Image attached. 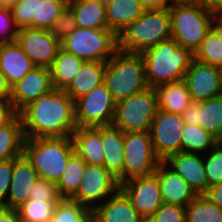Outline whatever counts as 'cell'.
<instances>
[{
    "mask_svg": "<svg viewBox=\"0 0 222 222\" xmlns=\"http://www.w3.org/2000/svg\"><path fill=\"white\" fill-rule=\"evenodd\" d=\"M18 115L25 138L71 137L77 129L75 101L56 88L29 103Z\"/></svg>",
    "mask_w": 222,
    "mask_h": 222,
    "instance_id": "cell-1",
    "label": "cell"
},
{
    "mask_svg": "<svg viewBox=\"0 0 222 222\" xmlns=\"http://www.w3.org/2000/svg\"><path fill=\"white\" fill-rule=\"evenodd\" d=\"M141 55L144 59L146 80L150 88L184 80L185 74L194 60V53L179 46L172 37L145 50Z\"/></svg>",
    "mask_w": 222,
    "mask_h": 222,
    "instance_id": "cell-2",
    "label": "cell"
},
{
    "mask_svg": "<svg viewBox=\"0 0 222 222\" xmlns=\"http://www.w3.org/2000/svg\"><path fill=\"white\" fill-rule=\"evenodd\" d=\"M171 37L179 46L191 50L198 49L202 40L211 30L216 17V8L203 2H174L169 7Z\"/></svg>",
    "mask_w": 222,
    "mask_h": 222,
    "instance_id": "cell-3",
    "label": "cell"
},
{
    "mask_svg": "<svg viewBox=\"0 0 222 222\" xmlns=\"http://www.w3.org/2000/svg\"><path fill=\"white\" fill-rule=\"evenodd\" d=\"M75 152L71 137L25 138L23 154L39 178L57 183Z\"/></svg>",
    "mask_w": 222,
    "mask_h": 222,
    "instance_id": "cell-4",
    "label": "cell"
},
{
    "mask_svg": "<svg viewBox=\"0 0 222 222\" xmlns=\"http://www.w3.org/2000/svg\"><path fill=\"white\" fill-rule=\"evenodd\" d=\"M171 38L169 8L146 10L118 35V50L141 54Z\"/></svg>",
    "mask_w": 222,
    "mask_h": 222,
    "instance_id": "cell-5",
    "label": "cell"
},
{
    "mask_svg": "<svg viewBox=\"0 0 222 222\" xmlns=\"http://www.w3.org/2000/svg\"><path fill=\"white\" fill-rule=\"evenodd\" d=\"M103 83L116 102L149 88L142 55L118 50L106 61Z\"/></svg>",
    "mask_w": 222,
    "mask_h": 222,
    "instance_id": "cell-6",
    "label": "cell"
},
{
    "mask_svg": "<svg viewBox=\"0 0 222 222\" xmlns=\"http://www.w3.org/2000/svg\"><path fill=\"white\" fill-rule=\"evenodd\" d=\"M158 111L157 92L149 87L116 102L112 126L124 133L149 132Z\"/></svg>",
    "mask_w": 222,
    "mask_h": 222,
    "instance_id": "cell-7",
    "label": "cell"
},
{
    "mask_svg": "<svg viewBox=\"0 0 222 222\" xmlns=\"http://www.w3.org/2000/svg\"><path fill=\"white\" fill-rule=\"evenodd\" d=\"M60 46L85 61L106 62L118 51V35L110 29L76 27Z\"/></svg>",
    "mask_w": 222,
    "mask_h": 222,
    "instance_id": "cell-8",
    "label": "cell"
},
{
    "mask_svg": "<svg viewBox=\"0 0 222 222\" xmlns=\"http://www.w3.org/2000/svg\"><path fill=\"white\" fill-rule=\"evenodd\" d=\"M116 101L105 84L75 100V120L78 127L112 125Z\"/></svg>",
    "mask_w": 222,
    "mask_h": 222,
    "instance_id": "cell-9",
    "label": "cell"
},
{
    "mask_svg": "<svg viewBox=\"0 0 222 222\" xmlns=\"http://www.w3.org/2000/svg\"><path fill=\"white\" fill-rule=\"evenodd\" d=\"M124 182L153 174L161 162L154 153L150 132L124 133Z\"/></svg>",
    "mask_w": 222,
    "mask_h": 222,
    "instance_id": "cell-10",
    "label": "cell"
},
{
    "mask_svg": "<svg viewBox=\"0 0 222 222\" xmlns=\"http://www.w3.org/2000/svg\"><path fill=\"white\" fill-rule=\"evenodd\" d=\"M119 188L117 178L109 170L87 164L78 191L70 199L93 211Z\"/></svg>",
    "mask_w": 222,
    "mask_h": 222,
    "instance_id": "cell-11",
    "label": "cell"
},
{
    "mask_svg": "<svg viewBox=\"0 0 222 222\" xmlns=\"http://www.w3.org/2000/svg\"><path fill=\"white\" fill-rule=\"evenodd\" d=\"M183 126L180 114L159 109L149 132L154 153L161 162L173 154L182 152Z\"/></svg>",
    "mask_w": 222,
    "mask_h": 222,
    "instance_id": "cell-12",
    "label": "cell"
},
{
    "mask_svg": "<svg viewBox=\"0 0 222 222\" xmlns=\"http://www.w3.org/2000/svg\"><path fill=\"white\" fill-rule=\"evenodd\" d=\"M70 0H20L11 8L17 29L49 30Z\"/></svg>",
    "mask_w": 222,
    "mask_h": 222,
    "instance_id": "cell-13",
    "label": "cell"
},
{
    "mask_svg": "<svg viewBox=\"0 0 222 222\" xmlns=\"http://www.w3.org/2000/svg\"><path fill=\"white\" fill-rule=\"evenodd\" d=\"M16 42L37 67L49 68L61 48L48 30L32 27L19 29Z\"/></svg>",
    "mask_w": 222,
    "mask_h": 222,
    "instance_id": "cell-14",
    "label": "cell"
},
{
    "mask_svg": "<svg viewBox=\"0 0 222 222\" xmlns=\"http://www.w3.org/2000/svg\"><path fill=\"white\" fill-rule=\"evenodd\" d=\"M120 189L126 194L132 206L146 221L164 203L155 173L132 178L120 184Z\"/></svg>",
    "mask_w": 222,
    "mask_h": 222,
    "instance_id": "cell-15",
    "label": "cell"
},
{
    "mask_svg": "<svg viewBox=\"0 0 222 222\" xmlns=\"http://www.w3.org/2000/svg\"><path fill=\"white\" fill-rule=\"evenodd\" d=\"M184 81L192 101H202L222 95V70L218 66L193 60Z\"/></svg>",
    "mask_w": 222,
    "mask_h": 222,
    "instance_id": "cell-16",
    "label": "cell"
},
{
    "mask_svg": "<svg viewBox=\"0 0 222 222\" xmlns=\"http://www.w3.org/2000/svg\"><path fill=\"white\" fill-rule=\"evenodd\" d=\"M53 89L50 69L36 66L11 87L10 102L19 113L29 103Z\"/></svg>",
    "mask_w": 222,
    "mask_h": 222,
    "instance_id": "cell-17",
    "label": "cell"
},
{
    "mask_svg": "<svg viewBox=\"0 0 222 222\" xmlns=\"http://www.w3.org/2000/svg\"><path fill=\"white\" fill-rule=\"evenodd\" d=\"M184 124L201 126L222 141V95L202 101H192L181 114Z\"/></svg>",
    "mask_w": 222,
    "mask_h": 222,
    "instance_id": "cell-18",
    "label": "cell"
},
{
    "mask_svg": "<svg viewBox=\"0 0 222 222\" xmlns=\"http://www.w3.org/2000/svg\"><path fill=\"white\" fill-rule=\"evenodd\" d=\"M163 162L185 180L197 195L207 191L203 154L182 151L169 156Z\"/></svg>",
    "mask_w": 222,
    "mask_h": 222,
    "instance_id": "cell-19",
    "label": "cell"
},
{
    "mask_svg": "<svg viewBox=\"0 0 222 222\" xmlns=\"http://www.w3.org/2000/svg\"><path fill=\"white\" fill-rule=\"evenodd\" d=\"M38 179V173L24 154L14 158L11 185L7 195V208L16 209L26 202Z\"/></svg>",
    "mask_w": 222,
    "mask_h": 222,
    "instance_id": "cell-20",
    "label": "cell"
},
{
    "mask_svg": "<svg viewBox=\"0 0 222 222\" xmlns=\"http://www.w3.org/2000/svg\"><path fill=\"white\" fill-rule=\"evenodd\" d=\"M92 222H146L119 188L92 211Z\"/></svg>",
    "mask_w": 222,
    "mask_h": 222,
    "instance_id": "cell-21",
    "label": "cell"
},
{
    "mask_svg": "<svg viewBox=\"0 0 222 222\" xmlns=\"http://www.w3.org/2000/svg\"><path fill=\"white\" fill-rule=\"evenodd\" d=\"M154 173L157 176L165 204L186 207L197 196L190 185L164 162L158 164Z\"/></svg>",
    "mask_w": 222,
    "mask_h": 222,
    "instance_id": "cell-22",
    "label": "cell"
},
{
    "mask_svg": "<svg viewBox=\"0 0 222 222\" xmlns=\"http://www.w3.org/2000/svg\"><path fill=\"white\" fill-rule=\"evenodd\" d=\"M104 160L103 167L109 170L118 180L124 183V132L110 125L101 127Z\"/></svg>",
    "mask_w": 222,
    "mask_h": 222,
    "instance_id": "cell-23",
    "label": "cell"
},
{
    "mask_svg": "<svg viewBox=\"0 0 222 222\" xmlns=\"http://www.w3.org/2000/svg\"><path fill=\"white\" fill-rule=\"evenodd\" d=\"M34 67L32 60L16 41L0 44V70L11 87Z\"/></svg>",
    "mask_w": 222,
    "mask_h": 222,
    "instance_id": "cell-24",
    "label": "cell"
},
{
    "mask_svg": "<svg viewBox=\"0 0 222 222\" xmlns=\"http://www.w3.org/2000/svg\"><path fill=\"white\" fill-rule=\"evenodd\" d=\"M75 152L88 165L103 166L101 127H78L71 136Z\"/></svg>",
    "mask_w": 222,
    "mask_h": 222,
    "instance_id": "cell-25",
    "label": "cell"
},
{
    "mask_svg": "<svg viewBox=\"0 0 222 222\" xmlns=\"http://www.w3.org/2000/svg\"><path fill=\"white\" fill-rule=\"evenodd\" d=\"M105 6L108 28L117 35L146 11L140 0H108Z\"/></svg>",
    "mask_w": 222,
    "mask_h": 222,
    "instance_id": "cell-26",
    "label": "cell"
},
{
    "mask_svg": "<svg viewBox=\"0 0 222 222\" xmlns=\"http://www.w3.org/2000/svg\"><path fill=\"white\" fill-rule=\"evenodd\" d=\"M106 62L85 61L73 81L64 90L74 101L101 85Z\"/></svg>",
    "mask_w": 222,
    "mask_h": 222,
    "instance_id": "cell-27",
    "label": "cell"
},
{
    "mask_svg": "<svg viewBox=\"0 0 222 222\" xmlns=\"http://www.w3.org/2000/svg\"><path fill=\"white\" fill-rule=\"evenodd\" d=\"M67 6L74 15L76 27L109 29L105 3L93 0H70Z\"/></svg>",
    "mask_w": 222,
    "mask_h": 222,
    "instance_id": "cell-28",
    "label": "cell"
},
{
    "mask_svg": "<svg viewBox=\"0 0 222 222\" xmlns=\"http://www.w3.org/2000/svg\"><path fill=\"white\" fill-rule=\"evenodd\" d=\"M159 109L174 114H182L192 102L187 84L184 80L161 84L155 88Z\"/></svg>",
    "mask_w": 222,
    "mask_h": 222,
    "instance_id": "cell-29",
    "label": "cell"
},
{
    "mask_svg": "<svg viewBox=\"0 0 222 222\" xmlns=\"http://www.w3.org/2000/svg\"><path fill=\"white\" fill-rule=\"evenodd\" d=\"M84 62L85 60L82 58L60 48L52 65L49 67L53 87L65 90L73 81Z\"/></svg>",
    "mask_w": 222,
    "mask_h": 222,
    "instance_id": "cell-30",
    "label": "cell"
},
{
    "mask_svg": "<svg viewBox=\"0 0 222 222\" xmlns=\"http://www.w3.org/2000/svg\"><path fill=\"white\" fill-rule=\"evenodd\" d=\"M23 127L18 115L8 126L0 129V162L23 154Z\"/></svg>",
    "mask_w": 222,
    "mask_h": 222,
    "instance_id": "cell-31",
    "label": "cell"
},
{
    "mask_svg": "<svg viewBox=\"0 0 222 222\" xmlns=\"http://www.w3.org/2000/svg\"><path fill=\"white\" fill-rule=\"evenodd\" d=\"M86 165L76 152L70 156L63 174L56 183L61 198L70 199L78 191Z\"/></svg>",
    "mask_w": 222,
    "mask_h": 222,
    "instance_id": "cell-32",
    "label": "cell"
},
{
    "mask_svg": "<svg viewBox=\"0 0 222 222\" xmlns=\"http://www.w3.org/2000/svg\"><path fill=\"white\" fill-rule=\"evenodd\" d=\"M182 151L206 154L220 141L201 126L184 124L182 132Z\"/></svg>",
    "mask_w": 222,
    "mask_h": 222,
    "instance_id": "cell-33",
    "label": "cell"
},
{
    "mask_svg": "<svg viewBox=\"0 0 222 222\" xmlns=\"http://www.w3.org/2000/svg\"><path fill=\"white\" fill-rule=\"evenodd\" d=\"M185 222H222V209L204 194L197 195L186 206Z\"/></svg>",
    "mask_w": 222,
    "mask_h": 222,
    "instance_id": "cell-34",
    "label": "cell"
},
{
    "mask_svg": "<svg viewBox=\"0 0 222 222\" xmlns=\"http://www.w3.org/2000/svg\"><path fill=\"white\" fill-rule=\"evenodd\" d=\"M50 222H92V211L72 199L61 198Z\"/></svg>",
    "mask_w": 222,
    "mask_h": 222,
    "instance_id": "cell-35",
    "label": "cell"
},
{
    "mask_svg": "<svg viewBox=\"0 0 222 222\" xmlns=\"http://www.w3.org/2000/svg\"><path fill=\"white\" fill-rule=\"evenodd\" d=\"M57 202L28 199L16 209L22 222H50Z\"/></svg>",
    "mask_w": 222,
    "mask_h": 222,
    "instance_id": "cell-36",
    "label": "cell"
},
{
    "mask_svg": "<svg viewBox=\"0 0 222 222\" xmlns=\"http://www.w3.org/2000/svg\"><path fill=\"white\" fill-rule=\"evenodd\" d=\"M194 59L204 64L222 68V42L212 29L194 52Z\"/></svg>",
    "mask_w": 222,
    "mask_h": 222,
    "instance_id": "cell-37",
    "label": "cell"
},
{
    "mask_svg": "<svg viewBox=\"0 0 222 222\" xmlns=\"http://www.w3.org/2000/svg\"><path fill=\"white\" fill-rule=\"evenodd\" d=\"M207 188L222 183V141L203 155Z\"/></svg>",
    "mask_w": 222,
    "mask_h": 222,
    "instance_id": "cell-38",
    "label": "cell"
},
{
    "mask_svg": "<svg viewBox=\"0 0 222 222\" xmlns=\"http://www.w3.org/2000/svg\"><path fill=\"white\" fill-rule=\"evenodd\" d=\"M76 28L75 18L71 9L66 6L49 28V32L59 41L67 37Z\"/></svg>",
    "mask_w": 222,
    "mask_h": 222,
    "instance_id": "cell-39",
    "label": "cell"
},
{
    "mask_svg": "<svg viewBox=\"0 0 222 222\" xmlns=\"http://www.w3.org/2000/svg\"><path fill=\"white\" fill-rule=\"evenodd\" d=\"M186 207L163 203L146 222H185Z\"/></svg>",
    "mask_w": 222,
    "mask_h": 222,
    "instance_id": "cell-40",
    "label": "cell"
},
{
    "mask_svg": "<svg viewBox=\"0 0 222 222\" xmlns=\"http://www.w3.org/2000/svg\"><path fill=\"white\" fill-rule=\"evenodd\" d=\"M29 199L42 201H59L61 197L56 183L39 178L32 188Z\"/></svg>",
    "mask_w": 222,
    "mask_h": 222,
    "instance_id": "cell-41",
    "label": "cell"
},
{
    "mask_svg": "<svg viewBox=\"0 0 222 222\" xmlns=\"http://www.w3.org/2000/svg\"><path fill=\"white\" fill-rule=\"evenodd\" d=\"M17 33L11 9L0 7V44L15 42Z\"/></svg>",
    "mask_w": 222,
    "mask_h": 222,
    "instance_id": "cell-42",
    "label": "cell"
},
{
    "mask_svg": "<svg viewBox=\"0 0 222 222\" xmlns=\"http://www.w3.org/2000/svg\"><path fill=\"white\" fill-rule=\"evenodd\" d=\"M14 158L0 162V208H7V195L11 185Z\"/></svg>",
    "mask_w": 222,
    "mask_h": 222,
    "instance_id": "cell-43",
    "label": "cell"
},
{
    "mask_svg": "<svg viewBox=\"0 0 222 222\" xmlns=\"http://www.w3.org/2000/svg\"><path fill=\"white\" fill-rule=\"evenodd\" d=\"M17 116L18 112L10 101H0V129L8 126Z\"/></svg>",
    "mask_w": 222,
    "mask_h": 222,
    "instance_id": "cell-44",
    "label": "cell"
},
{
    "mask_svg": "<svg viewBox=\"0 0 222 222\" xmlns=\"http://www.w3.org/2000/svg\"><path fill=\"white\" fill-rule=\"evenodd\" d=\"M204 195L222 209V183L208 187Z\"/></svg>",
    "mask_w": 222,
    "mask_h": 222,
    "instance_id": "cell-45",
    "label": "cell"
},
{
    "mask_svg": "<svg viewBox=\"0 0 222 222\" xmlns=\"http://www.w3.org/2000/svg\"><path fill=\"white\" fill-rule=\"evenodd\" d=\"M146 10H159L169 8L174 0H140Z\"/></svg>",
    "mask_w": 222,
    "mask_h": 222,
    "instance_id": "cell-46",
    "label": "cell"
},
{
    "mask_svg": "<svg viewBox=\"0 0 222 222\" xmlns=\"http://www.w3.org/2000/svg\"><path fill=\"white\" fill-rule=\"evenodd\" d=\"M0 222H22L17 209L0 208Z\"/></svg>",
    "mask_w": 222,
    "mask_h": 222,
    "instance_id": "cell-47",
    "label": "cell"
},
{
    "mask_svg": "<svg viewBox=\"0 0 222 222\" xmlns=\"http://www.w3.org/2000/svg\"><path fill=\"white\" fill-rule=\"evenodd\" d=\"M11 86L8 84L5 75L0 70V101H10Z\"/></svg>",
    "mask_w": 222,
    "mask_h": 222,
    "instance_id": "cell-48",
    "label": "cell"
},
{
    "mask_svg": "<svg viewBox=\"0 0 222 222\" xmlns=\"http://www.w3.org/2000/svg\"><path fill=\"white\" fill-rule=\"evenodd\" d=\"M211 29L216 33L222 42V20L217 15L212 22Z\"/></svg>",
    "mask_w": 222,
    "mask_h": 222,
    "instance_id": "cell-49",
    "label": "cell"
},
{
    "mask_svg": "<svg viewBox=\"0 0 222 222\" xmlns=\"http://www.w3.org/2000/svg\"><path fill=\"white\" fill-rule=\"evenodd\" d=\"M20 0H0V7L4 8H12L15 6Z\"/></svg>",
    "mask_w": 222,
    "mask_h": 222,
    "instance_id": "cell-50",
    "label": "cell"
},
{
    "mask_svg": "<svg viewBox=\"0 0 222 222\" xmlns=\"http://www.w3.org/2000/svg\"><path fill=\"white\" fill-rule=\"evenodd\" d=\"M204 4L217 8L219 5L222 4V0H203Z\"/></svg>",
    "mask_w": 222,
    "mask_h": 222,
    "instance_id": "cell-51",
    "label": "cell"
},
{
    "mask_svg": "<svg viewBox=\"0 0 222 222\" xmlns=\"http://www.w3.org/2000/svg\"><path fill=\"white\" fill-rule=\"evenodd\" d=\"M216 14L222 20V4L216 8Z\"/></svg>",
    "mask_w": 222,
    "mask_h": 222,
    "instance_id": "cell-52",
    "label": "cell"
},
{
    "mask_svg": "<svg viewBox=\"0 0 222 222\" xmlns=\"http://www.w3.org/2000/svg\"><path fill=\"white\" fill-rule=\"evenodd\" d=\"M203 0H174V2H202Z\"/></svg>",
    "mask_w": 222,
    "mask_h": 222,
    "instance_id": "cell-53",
    "label": "cell"
},
{
    "mask_svg": "<svg viewBox=\"0 0 222 222\" xmlns=\"http://www.w3.org/2000/svg\"><path fill=\"white\" fill-rule=\"evenodd\" d=\"M93 1H98V2H102V3H106L108 0H93Z\"/></svg>",
    "mask_w": 222,
    "mask_h": 222,
    "instance_id": "cell-54",
    "label": "cell"
}]
</instances>
